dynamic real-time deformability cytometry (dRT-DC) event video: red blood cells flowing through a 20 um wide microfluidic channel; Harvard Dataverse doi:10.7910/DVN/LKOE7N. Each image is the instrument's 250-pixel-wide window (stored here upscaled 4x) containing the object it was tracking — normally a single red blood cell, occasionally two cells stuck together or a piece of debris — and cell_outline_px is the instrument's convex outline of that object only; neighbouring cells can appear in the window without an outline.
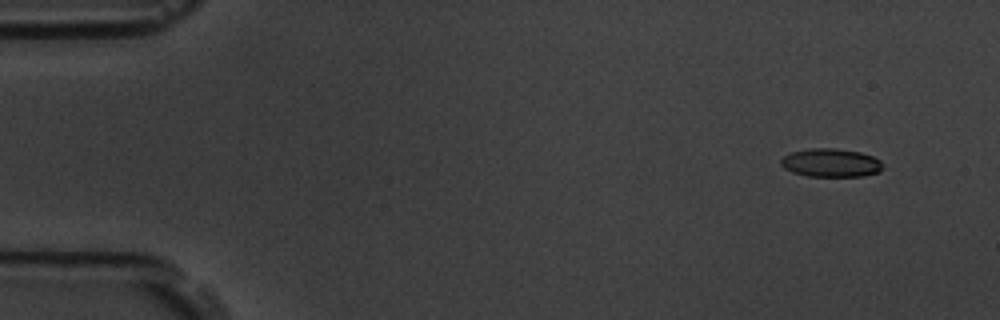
{"species": "common noctule bat (a hibernating species)", "species_latin": "Nyctalus noctula", "temperature_condition": "room temperature", "stored_images_in_passage": 5, "camera_frame_rate_fps": 3000, "um_per_image_px": 0.085, "animal": {"sex": "male", "body_mass_g": 19.5, "forearm_length_mm": 54.6}, "frame": {"image": 1, "passage_image": 1, "time_ms": 0.0, "image_size_px": [1000, 320], "cell_outline_px": [[884, 168], [880, 172], [864, 176], [808, 176], [792, 172], [784, 168], [780, 164], [780, 160], [784, 156], [792, 152], [812, 148], [836, 148], [860, 152], [872, 156], [880, 160]], "centroid_in_image_um": [70.65, 13.84], "position_along_channel_um": 14.4, "area_um2": 16.94}}